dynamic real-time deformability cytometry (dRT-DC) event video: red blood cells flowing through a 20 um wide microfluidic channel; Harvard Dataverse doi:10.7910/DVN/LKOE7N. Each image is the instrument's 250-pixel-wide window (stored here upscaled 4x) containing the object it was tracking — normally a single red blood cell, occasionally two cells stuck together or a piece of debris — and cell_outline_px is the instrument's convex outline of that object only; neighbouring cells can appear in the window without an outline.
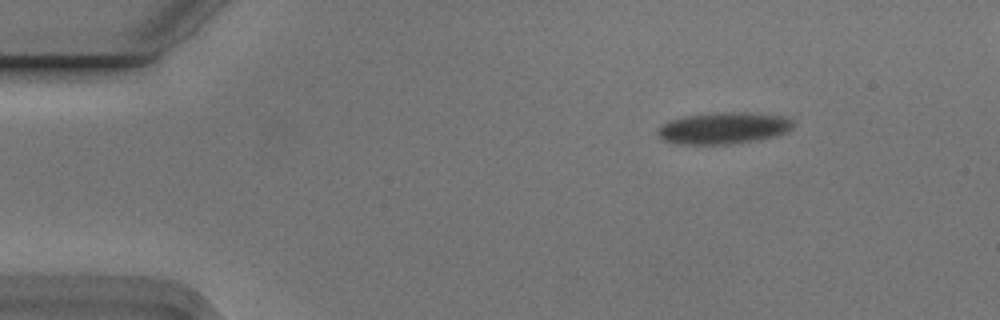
{"species": "Egyptian fruit bat (a non-hibernating species)", "species_latin": "Rousettus aegyptiacus", "temperature_condition": "cold", "stored_images_in_passage": 6, "camera_frame_rate_fps": 3000, "um_per_image_px": 0.085, "animal": {"sex": "male"}, "frame": {"image": 1, "passage_image": 1, "time_ms": 0.0, "image_size_px": [1000, 320], "cell_outline_px": [[792, 128], [788, 132], [780, 136], [760, 140], [732, 144], [676, 144], [664, 140], [656, 136], [656, 132], [668, 120], [684, 116], [720, 112], [744, 112], [780, 116], [792, 120]], "centroid_in_image_um": [61.5, 10.9], "position_along_channel_um": 23.5, "area_um2": 25.2}}
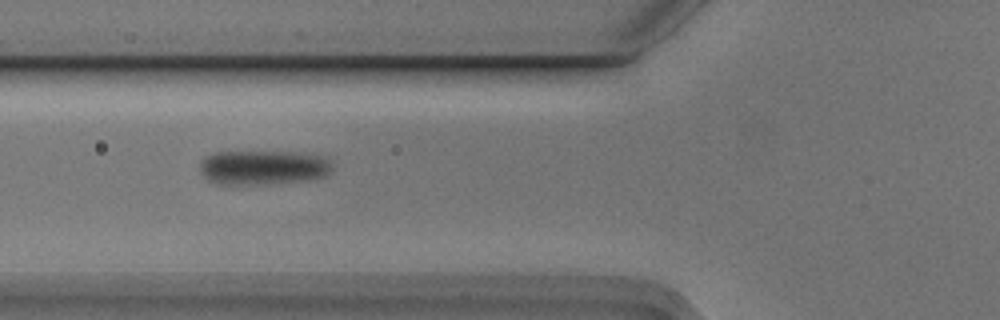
{"frame": {"image": 2, "passage_image": 5, "time_ms": 1.333, "image_size_px": [1000, 320], "cell_outline_px": [[332, 168], [324, 176], [316, 180], [268, 184], [216, 184], [208, 180], [204, 176], [200, 168], [200, 164], [204, 156], [216, 152], [292, 152], [320, 156], [328, 160]], "centroid_in_image_um": [22.35, 14.25], "position_along_channel_um": 103.5, "area_um2": 26.65}}
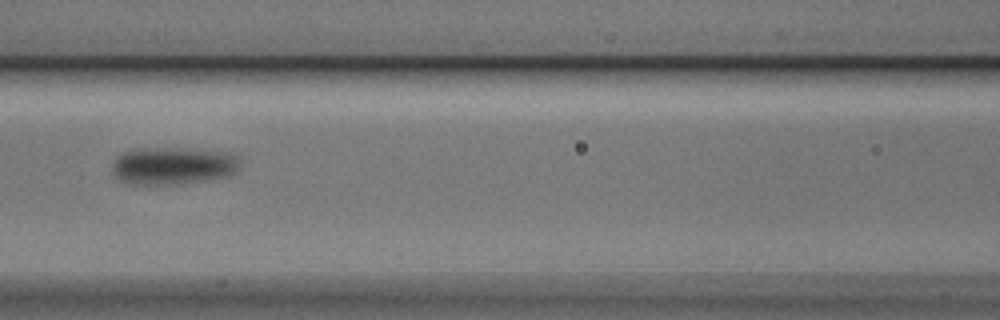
{"frame": {"image": 3, "passage_image": 6, "time_ms": 1.667, "image_size_px": [1000, 320], "cell_outline_px": [[240, 168], [232, 176], [212, 180], [184, 184], [128, 184], [120, 180], [112, 172], [112, 160], [116, 156], [124, 152], [136, 148], [172, 148], [228, 152], [236, 156]], "centroid_in_image_um": [14.7, 14.11], "position_along_channel_um": 151.9, "area_um2": 28.38}}